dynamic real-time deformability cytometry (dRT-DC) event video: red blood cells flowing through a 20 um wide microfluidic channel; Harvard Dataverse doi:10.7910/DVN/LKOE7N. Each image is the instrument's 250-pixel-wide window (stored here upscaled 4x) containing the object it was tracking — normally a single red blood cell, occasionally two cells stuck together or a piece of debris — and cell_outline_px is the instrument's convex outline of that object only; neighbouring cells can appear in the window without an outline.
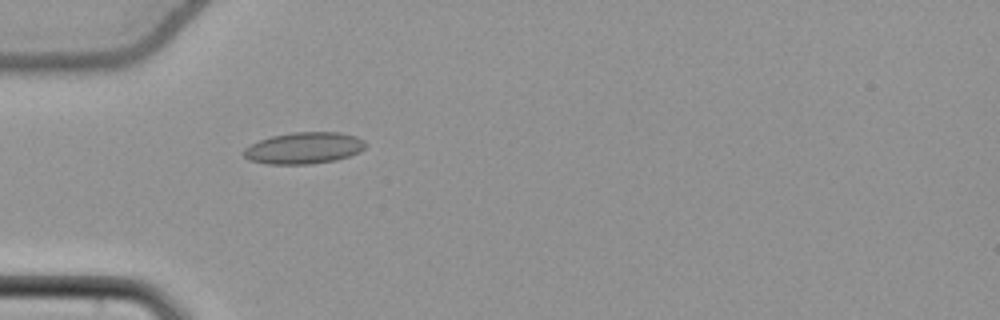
{"species": "common noctule bat (a hibernating species)", "species_latin": "Nyctalus noctula", "temperature_condition": "cold", "stored_images_in_passage": 38, "camera_frame_rate_fps": 3000, "um_per_image_px": 0.085, "animal": {"sex": "female", "body_mass_g": 22.7, "forearm_length_mm": 54.2}, "frame": {"image": 1, "passage_image": 1, "time_ms": 0.0, "image_size_px": [1000, 320], "cell_outline_px": [[368, 144], [360, 152], [336, 160], [312, 164], [268, 164], [248, 160], [244, 156], [244, 148], [260, 140], [272, 136], [292, 132], [340, 132], [356, 136], [364, 140]], "centroid_in_image_um": [25.86, 12.58], "position_along_channel_um": 59.1, "area_um2": 22.48}}
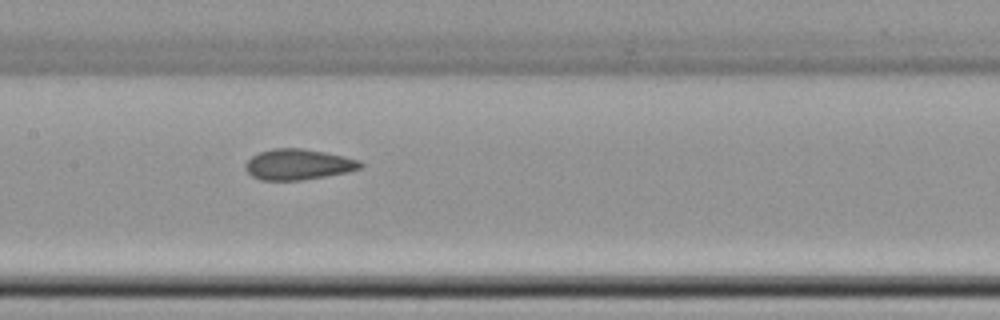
{"frame": {"image": 2, "passage_image": 11, "time_ms": 3.333, "image_size_px": [1000, 320], "cell_outline_px": [[364, 164], [360, 168], [348, 172], [300, 180], [260, 180], [252, 176], [244, 168], [244, 164], [252, 156], [260, 152], [272, 148], [300, 148], [324, 152], [344, 156], [360, 160]], "centroid_in_image_um": [25.33, 13.97], "position_along_channel_um": 182.1, "area_um2": 20.52}}
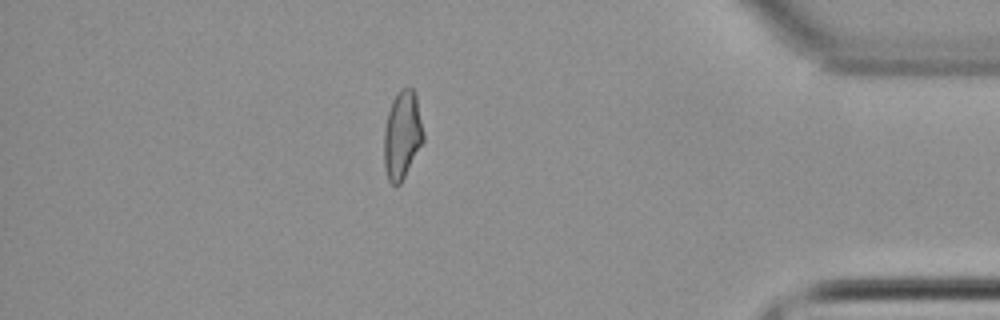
{"frame": {"image": 3, "passage_image": 31, "time_ms": 10.0, "image_size_px": [1000, 320], "cell_outline_px": [[424, 140], [400, 184], [396, 188], [388, 180], [384, 168], [384, 128], [388, 112], [392, 100], [400, 88], [412, 88], [416, 92], [424, 136]], "centroid_in_image_um": [34.18, 11.47], "position_along_channel_um": 401.0, "area_um2": 20.35}, "authors_computed_cell_mechanics": {"area_um2": 20.5479, "velocity_mm_per_s": 3.8402, "shape_relaxation_time_tau1_ms": null, "shape_relaxation_time_tau2_ms": 1.8138, "deformation_change_tau1": null, "deformation_change_tau2": 0.0872}}